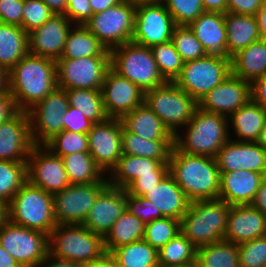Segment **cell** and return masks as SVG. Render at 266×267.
I'll list each match as a JSON object with an SVG mask.
<instances>
[{
  "mask_svg": "<svg viewBox=\"0 0 266 267\" xmlns=\"http://www.w3.org/2000/svg\"><path fill=\"white\" fill-rule=\"evenodd\" d=\"M125 209V189L108 185L96 198L82 225L105 237Z\"/></svg>",
  "mask_w": 266,
  "mask_h": 267,
  "instance_id": "cell-23",
  "label": "cell"
},
{
  "mask_svg": "<svg viewBox=\"0 0 266 267\" xmlns=\"http://www.w3.org/2000/svg\"><path fill=\"white\" fill-rule=\"evenodd\" d=\"M169 172H153L139 175L126 188V193L132 196H144L154 185L159 183Z\"/></svg>",
  "mask_w": 266,
  "mask_h": 267,
  "instance_id": "cell-51",
  "label": "cell"
},
{
  "mask_svg": "<svg viewBox=\"0 0 266 267\" xmlns=\"http://www.w3.org/2000/svg\"><path fill=\"white\" fill-rule=\"evenodd\" d=\"M144 230L145 223L125 209L104 237L105 251L111 253L115 248L142 240Z\"/></svg>",
  "mask_w": 266,
  "mask_h": 267,
  "instance_id": "cell-36",
  "label": "cell"
},
{
  "mask_svg": "<svg viewBox=\"0 0 266 267\" xmlns=\"http://www.w3.org/2000/svg\"><path fill=\"white\" fill-rule=\"evenodd\" d=\"M110 55L111 68L144 93L167 82L158 70L150 47L128 42L112 49Z\"/></svg>",
  "mask_w": 266,
  "mask_h": 267,
  "instance_id": "cell-7",
  "label": "cell"
},
{
  "mask_svg": "<svg viewBox=\"0 0 266 267\" xmlns=\"http://www.w3.org/2000/svg\"><path fill=\"white\" fill-rule=\"evenodd\" d=\"M168 165L190 202L219 199L220 171L214 157L186 154L174 145Z\"/></svg>",
  "mask_w": 266,
  "mask_h": 267,
  "instance_id": "cell-2",
  "label": "cell"
},
{
  "mask_svg": "<svg viewBox=\"0 0 266 267\" xmlns=\"http://www.w3.org/2000/svg\"><path fill=\"white\" fill-rule=\"evenodd\" d=\"M136 7L122 1L98 12L84 24L109 51L131 42L134 33Z\"/></svg>",
  "mask_w": 266,
  "mask_h": 267,
  "instance_id": "cell-11",
  "label": "cell"
},
{
  "mask_svg": "<svg viewBox=\"0 0 266 267\" xmlns=\"http://www.w3.org/2000/svg\"><path fill=\"white\" fill-rule=\"evenodd\" d=\"M215 159L220 172L250 170L266 176V150L256 142L229 139Z\"/></svg>",
  "mask_w": 266,
  "mask_h": 267,
  "instance_id": "cell-22",
  "label": "cell"
},
{
  "mask_svg": "<svg viewBox=\"0 0 266 267\" xmlns=\"http://www.w3.org/2000/svg\"><path fill=\"white\" fill-rule=\"evenodd\" d=\"M81 267H119L117 261L110 253H105L101 258L86 263Z\"/></svg>",
  "mask_w": 266,
  "mask_h": 267,
  "instance_id": "cell-59",
  "label": "cell"
},
{
  "mask_svg": "<svg viewBox=\"0 0 266 267\" xmlns=\"http://www.w3.org/2000/svg\"><path fill=\"white\" fill-rule=\"evenodd\" d=\"M44 146L60 157L76 152H89L88 135L67 130L55 135Z\"/></svg>",
  "mask_w": 266,
  "mask_h": 267,
  "instance_id": "cell-46",
  "label": "cell"
},
{
  "mask_svg": "<svg viewBox=\"0 0 266 267\" xmlns=\"http://www.w3.org/2000/svg\"><path fill=\"white\" fill-rule=\"evenodd\" d=\"M18 110L9 92L0 93V124L6 122Z\"/></svg>",
  "mask_w": 266,
  "mask_h": 267,
  "instance_id": "cell-57",
  "label": "cell"
},
{
  "mask_svg": "<svg viewBox=\"0 0 266 267\" xmlns=\"http://www.w3.org/2000/svg\"><path fill=\"white\" fill-rule=\"evenodd\" d=\"M171 41L184 62L196 60L207 55L202 44L188 25H176L173 29Z\"/></svg>",
  "mask_w": 266,
  "mask_h": 267,
  "instance_id": "cell-45",
  "label": "cell"
},
{
  "mask_svg": "<svg viewBox=\"0 0 266 267\" xmlns=\"http://www.w3.org/2000/svg\"><path fill=\"white\" fill-rule=\"evenodd\" d=\"M62 159L70 184H90L99 182L106 176L89 152H76Z\"/></svg>",
  "mask_w": 266,
  "mask_h": 267,
  "instance_id": "cell-37",
  "label": "cell"
},
{
  "mask_svg": "<svg viewBox=\"0 0 266 267\" xmlns=\"http://www.w3.org/2000/svg\"><path fill=\"white\" fill-rule=\"evenodd\" d=\"M232 74L252 83L266 74V40L260 39L231 57Z\"/></svg>",
  "mask_w": 266,
  "mask_h": 267,
  "instance_id": "cell-32",
  "label": "cell"
},
{
  "mask_svg": "<svg viewBox=\"0 0 266 267\" xmlns=\"http://www.w3.org/2000/svg\"><path fill=\"white\" fill-rule=\"evenodd\" d=\"M101 94L109 118L121 119L144 103V91L112 68L105 75Z\"/></svg>",
  "mask_w": 266,
  "mask_h": 267,
  "instance_id": "cell-18",
  "label": "cell"
},
{
  "mask_svg": "<svg viewBox=\"0 0 266 267\" xmlns=\"http://www.w3.org/2000/svg\"><path fill=\"white\" fill-rule=\"evenodd\" d=\"M231 74V58L206 55L185 62L180 74L173 82L199 102Z\"/></svg>",
  "mask_w": 266,
  "mask_h": 267,
  "instance_id": "cell-9",
  "label": "cell"
},
{
  "mask_svg": "<svg viewBox=\"0 0 266 267\" xmlns=\"http://www.w3.org/2000/svg\"><path fill=\"white\" fill-rule=\"evenodd\" d=\"M250 100L251 83L231 74L207 93L198 102V107L206 112L229 117Z\"/></svg>",
  "mask_w": 266,
  "mask_h": 267,
  "instance_id": "cell-19",
  "label": "cell"
},
{
  "mask_svg": "<svg viewBox=\"0 0 266 267\" xmlns=\"http://www.w3.org/2000/svg\"><path fill=\"white\" fill-rule=\"evenodd\" d=\"M263 0H227V12L243 15H256Z\"/></svg>",
  "mask_w": 266,
  "mask_h": 267,
  "instance_id": "cell-55",
  "label": "cell"
},
{
  "mask_svg": "<svg viewBox=\"0 0 266 267\" xmlns=\"http://www.w3.org/2000/svg\"><path fill=\"white\" fill-rule=\"evenodd\" d=\"M175 26L173 17L162 3L136 7L131 42L150 48L169 42Z\"/></svg>",
  "mask_w": 266,
  "mask_h": 267,
  "instance_id": "cell-16",
  "label": "cell"
},
{
  "mask_svg": "<svg viewBox=\"0 0 266 267\" xmlns=\"http://www.w3.org/2000/svg\"><path fill=\"white\" fill-rule=\"evenodd\" d=\"M123 127L146 140H174L162 120L145 103L137 106L121 119Z\"/></svg>",
  "mask_w": 266,
  "mask_h": 267,
  "instance_id": "cell-30",
  "label": "cell"
},
{
  "mask_svg": "<svg viewBox=\"0 0 266 267\" xmlns=\"http://www.w3.org/2000/svg\"><path fill=\"white\" fill-rule=\"evenodd\" d=\"M266 236V216L251 204L233 205L229 210L224 240L234 244Z\"/></svg>",
  "mask_w": 266,
  "mask_h": 267,
  "instance_id": "cell-24",
  "label": "cell"
},
{
  "mask_svg": "<svg viewBox=\"0 0 266 267\" xmlns=\"http://www.w3.org/2000/svg\"><path fill=\"white\" fill-rule=\"evenodd\" d=\"M231 206L220 199L190 202L180 232L196 247L223 240Z\"/></svg>",
  "mask_w": 266,
  "mask_h": 267,
  "instance_id": "cell-4",
  "label": "cell"
},
{
  "mask_svg": "<svg viewBox=\"0 0 266 267\" xmlns=\"http://www.w3.org/2000/svg\"><path fill=\"white\" fill-rule=\"evenodd\" d=\"M121 143L122 154L151 158L160 162H169L174 147V140H146L124 127Z\"/></svg>",
  "mask_w": 266,
  "mask_h": 267,
  "instance_id": "cell-35",
  "label": "cell"
},
{
  "mask_svg": "<svg viewBox=\"0 0 266 267\" xmlns=\"http://www.w3.org/2000/svg\"><path fill=\"white\" fill-rule=\"evenodd\" d=\"M9 92L8 71L0 65V93Z\"/></svg>",
  "mask_w": 266,
  "mask_h": 267,
  "instance_id": "cell-66",
  "label": "cell"
},
{
  "mask_svg": "<svg viewBox=\"0 0 266 267\" xmlns=\"http://www.w3.org/2000/svg\"><path fill=\"white\" fill-rule=\"evenodd\" d=\"M227 52L230 57L261 39L254 15L224 13Z\"/></svg>",
  "mask_w": 266,
  "mask_h": 267,
  "instance_id": "cell-31",
  "label": "cell"
},
{
  "mask_svg": "<svg viewBox=\"0 0 266 267\" xmlns=\"http://www.w3.org/2000/svg\"><path fill=\"white\" fill-rule=\"evenodd\" d=\"M7 219L49 235L56 227L53 195L27 181L7 205Z\"/></svg>",
  "mask_w": 266,
  "mask_h": 267,
  "instance_id": "cell-5",
  "label": "cell"
},
{
  "mask_svg": "<svg viewBox=\"0 0 266 267\" xmlns=\"http://www.w3.org/2000/svg\"><path fill=\"white\" fill-rule=\"evenodd\" d=\"M0 245L21 267H39L49 254V235L7 219L0 227Z\"/></svg>",
  "mask_w": 266,
  "mask_h": 267,
  "instance_id": "cell-10",
  "label": "cell"
},
{
  "mask_svg": "<svg viewBox=\"0 0 266 267\" xmlns=\"http://www.w3.org/2000/svg\"><path fill=\"white\" fill-rule=\"evenodd\" d=\"M256 143L263 148L264 150H266V121L264 123V126L262 128V130L260 131V135L258 140L256 141Z\"/></svg>",
  "mask_w": 266,
  "mask_h": 267,
  "instance_id": "cell-68",
  "label": "cell"
},
{
  "mask_svg": "<svg viewBox=\"0 0 266 267\" xmlns=\"http://www.w3.org/2000/svg\"><path fill=\"white\" fill-rule=\"evenodd\" d=\"M207 55L231 58L227 52L224 13L204 12L189 25Z\"/></svg>",
  "mask_w": 266,
  "mask_h": 267,
  "instance_id": "cell-26",
  "label": "cell"
},
{
  "mask_svg": "<svg viewBox=\"0 0 266 267\" xmlns=\"http://www.w3.org/2000/svg\"><path fill=\"white\" fill-rule=\"evenodd\" d=\"M0 267H21L17 261L0 245Z\"/></svg>",
  "mask_w": 266,
  "mask_h": 267,
  "instance_id": "cell-65",
  "label": "cell"
},
{
  "mask_svg": "<svg viewBox=\"0 0 266 267\" xmlns=\"http://www.w3.org/2000/svg\"><path fill=\"white\" fill-rule=\"evenodd\" d=\"M53 14L42 0H24L21 28L29 34L42 26Z\"/></svg>",
  "mask_w": 266,
  "mask_h": 267,
  "instance_id": "cell-48",
  "label": "cell"
},
{
  "mask_svg": "<svg viewBox=\"0 0 266 267\" xmlns=\"http://www.w3.org/2000/svg\"><path fill=\"white\" fill-rule=\"evenodd\" d=\"M197 248L180 232L158 250V264L174 266L196 259Z\"/></svg>",
  "mask_w": 266,
  "mask_h": 267,
  "instance_id": "cell-42",
  "label": "cell"
},
{
  "mask_svg": "<svg viewBox=\"0 0 266 267\" xmlns=\"http://www.w3.org/2000/svg\"><path fill=\"white\" fill-rule=\"evenodd\" d=\"M110 254L119 267H159L158 251L144 239L115 248Z\"/></svg>",
  "mask_w": 266,
  "mask_h": 267,
  "instance_id": "cell-38",
  "label": "cell"
},
{
  "mask_svg": "<svg viewBox=\"0 0 266 267\" xmlns=\"http://www.w3.org/2000/svg\"><path fill=\"white\" fill-rule=\"evenodd\" d=\"M205 12H227V0H201Z\"/></svg>",
  "mask_w": 266,
  "mask_h": 267,
  "instance_id": "cell-61",
  "label": "cell"
},
{
  "mask_svg": "<svg viewBox=\"0 0 266 267\" xmlns=\"http://www.w3.org/2000/svg\"><path fill=\"white\" fill-rule=\"evenodd\" d=\"M111 56H89L77 59L59 58L56 61L57 87L101 90Z\"/></svg>",
  "mask_w": 266,
  "mask_h": 267,
  "instance_id": "cell-12",
  "label": "cell"
},
{
  "mask_svg": "<svg viewBox=\"0 0 266 267\" xmlns=\"http://www.w3.org/2000/svg\"><path fill=\"white\" fill-rule=\"evenodd\" d=\"M108 185L106 175L99 182L70 184L53 194L56 225L83 224L96 198Z\"/></svg>",
  "mask_w": 266,
  "mask_h": 267,
  "instance_id": "cell-13",
  "label": "cell"
},
{
  "mask_svg": "<svg viewBox=\"0 0 266 267\" xmlns=\"http://www.w3.org/2000/svg\"><path fill=\"white\" fill-rule=\"evenodd\" d=\"M240 267H263L266 265V236L238 245Z\"/></svg>",
  "mask_w": 266,
  "mask_h": 267,
  "instance_id": "cell-49",
  "label": "cell"
},
{
  "mask_svg": "<svg viewBox=\"0 0 266 267\" xmlns=\"http://www.w3.org/2000/svg\"><path fill=\"white\" fill-rule=\"evenodd\" d=\"M175 25H189L205 12L201 0H163Z\"/></svg>",
  "mask_w": 266,
  "mask_h": 267,
  "instance_id": "cell-47",
  "label": "cell"
},
{
  "mask_svg": "<svg viewBox=\"0 0 266 267\" xmlns=\"http://www.w3.org/2000/svg\"><path fill=\"white\" fill-rule=\"evenodd\" d=\"M89 56L111 55L85 25H73L68 32L61 58L77 59Z\"/></svg>",
  "mask_w": 266,
  "mask_h": 267,
  "instance_id": "cell-33",
  "label": "cell"
},
{
  "mask_svg": "<svg viewBox=\"0 0 266 267\" xmlns=\"http://www.w3.org/2000/svg\"><path fill=\"white\" fill-rule=\"evenodd\" d=\"M28 181L50 194L70 185L62 157L54 155L44 145H34L27 160Z\"/></svg>",
  "mask_w": 266,
  "mask_h": 267,
  "instance_id": "cell-15",
  "label": "cell"
},
{
  "mask_svg": "<svg viewBox=\"0 0 266 267\" xmlns=\"http://www.w3.org/2000/svg\"><path fill=\"white\" fill-rule=\"evenodd\" d=\"M158 70L168 82H173L180 74L184 61L172 41L151 47Z\"/></svg>",
  "mask_w": 266,
  "mask_h": 267,
  "instance_id": "cell-43",
  "label": "cell"
},
{
  "mask_svg": "<svg viewBox=\"0 0 266 267\" xmlns=\"http://www.w3.org/2000/svg\"><path fill=\"white\" fill-rule=\"evenodd\" d=\"M123 0H90L93 14L105 11L109 7L121 3Z\"/></svg>",
  "mask_w": 266,
  "mask_h": 267,
  "instance_id": "cell-63",
  "label": "cell"
},
{
  "mask_svg": "<svg viewBox=\"0 0 266 267\" xmlns=\"http://www.w3.org/2000/svg\"><path fill=\"white\" fill-rule=\"evenodd\" d=\"M104 237L82 224L56 225L49 234V254L63 260L86 263L104 254Z\"/></svg>",
  "mask_w": 266,
  "mask_h": 267,
  "instance_id": "cell-6",
  "label": "cell"
},
{
  "mask_svg": "<svg viewBox=\"0 0 266 267\" xmlns=\"http://www.w3.org/2000/svg\"><path fill=\"white\" fill-rule=\"evenodd\" d=\"M28 181L27 162L0 160V201L8 205L16 192Z\"/></svg>",
  "mask_w": 266,
  "mask_h": 267,
  "instance_id": "cell-41",
  "label": "cell"
},
{
  "mask_svg": "<svg viewBox=\"0 0 266 267\" xmlns=\"http://www.w3.org/2000/svg\"><path fill=\"white\" fill-rule=\"evenodd\" d=\"M144 103L175 136L192 119L198 102L174 82H166L144 93Z\"/></svg>",
  "mask_w": 266,
  "mask_h": 267,
  "instance_id": "cell-8",
  "label": "cell"
},
{
  "mask_svg": "<svg viewBox=\"0 0 266 267\" xmlns=\"http://www.w3.org/2000/svg\"><path fill=\"white\" fill-rule=\"evenodd\" d=\"M39 267H81V264L69 260L58 259L48 254Z\"/></svg>",
  "mask_w": 266,
  "mask_h": 267,
  "instance_id": "cell-60",
  "label": "cell"
},
{
  "mask_svg": "<svg viewBox=\"0 0 266 267\" xmlns=\"http://www.w3.org/2000/svg\"><path fill=\"white\" fill-rule=\"evenodd\" d=\"M251 100L266 109V74L251 83Z\"/></svg>",
  "mask_w": 266,
  "mask_h": 267,
  "instance_id": "cell-56",
  "label": "cell"
},
{
  "mask_svg": "<svg viewBox=\"0 0 266 267\" xmlns=\"http://www.w3.org/2000/svg\"><path fill=\"white\" fill-rule=\"evenodd\" d=\"M28 53V34L19 26L0 22V65L9 71Z\"/></svg>",
  "mask_w": 266,
  "mask_h": 267,
  "instance_id": "cell-34",
  "label": "cell"
},
{
  "mask_svg": "<svg viewBox=\"0 0 266 267\" xmlns=\"http://www.w3.org/2000/svg\"><path fill=\"white\" fill-rule=\"evenodd\" d=\"M122 131L120 119L108 118L104 122L93 124L87 133L89 153L105 175L110 173L122 156Z\"/></svg>",
  "mask_w": 266,
  "mask_h": 267,
  "instance_id": "cell-17",
  "label": "cell"
},
{
  "mask_svg": "<svg viewBox=\"0 0 266 267\" xmlns=\"http://www.w3.org/2000/svg\"><path fill=\"white\" fill-rule=\"evenodd\" d=\"M264 178L250 170L220 172L219 199L230 206L251 204Z\"/></svg>",
  "mask_w": 266,
  "mask_h": 267,
  "instance_id": "cell-25",
  "label": "cell"
},
{
  "mask_svg": "<svg viewBox=\"0 0 266 267\" xmlns=\"http://www.w3.org/2000/svg\"><path fill=\"white\" fill-rule=\"evenodd\" d=\"M54 14H65L68 0H42Z\"/></svg>",
  "mask_w": 266,
  "mask_h": 267,
  "instance_id": "cell-64",
  "label": "cell"
},
{
  "mask_svg": "<svg viewBox=\"0 0 266 267\" xmlns=\"http://www.w3.org/2000/svg\"><path fill=\"white\" fill-rule=\"evenodd\" d=\"M69 105L78 109L91 122L101 123L109 117L106 114L101 90L68 89Z\"/></svg>",
  "mask_w": 266,
  "mask_h": 267,
  "instance_id": "cell-40",
  "label": "cell"
},
{
  "mask_svg": "<svg viewBox=\"0 0 266 267\" xmlns=\"http://www.w3.org/2000/svg\"><path fill=\"white\" fill-rule=\"evenodd\" d=\"M66 90L56 88L45 99L27 111L30 135L34 145H45L63 131V115L69 108Z\"/></svg>",
  "mask_w": 266,
  "mask_h": 267,
  "instance_id": "cell-14",
  "label": "cell"
},
{
  "mask_svg": "<svg viewBox=\"0 0 266 267\" xmlns=\"http://www.w3.org/2000/svg\"><path fill=\"white\" fill-rule=\"evenodd\" d=\"M251 205L266 216V176L262 180Z\"/></svg>",
  "mask_w": 266,
  "mask_h": 267,
  "instance_id": "cell-58",
  "label": "cell"
},
{
  "mask_svg": "<svg viewBox=\"0 0 266 267\" xmlns=\"http://www.w3.org/2000/svg\"><path fill=\"white\" fill-rule=\"evenodd\" d=\"M33 146L30 120L26 111L18 110L0 124V160L27 162Z\"/></svg>",
  "mask_w": 266,
  "mask_h": 267,
  "instance_id": "cell-20",
  "label": "cell"
},
{
  "mask_svg": "<svg viewBox=\"0 0 266 267\" xmlns=\"http://www.w3.org/2000/svg\"><path fill=\"white\" fill-rule=\"evenodd\" d=\"M24 0H0V22L21 27Z\"/></svg>",
  "mask_w": 266,
  "mask_h": 267,
  "instance_id": "cell-52",
  "label": "cell"
},
{
  "mask_svg": "<svg viewBox=\"0 0 266 267\" xmlns=\"http://www.w3.org/2000/svg\"><path fill=\"white\" fill-rule=\"evenodd\" d=\"M134 7L163 3V0H123Z\"/></svg>",
  "mask_w": 266,
  "mask_h": 267,
  "instance_id": "cell-67",
  "label": "cell"
},
{
  "mask_svg": "<svg viewBox=\"0 0 266 267\" xmlns=\"http://www.w3.org/2000/svg\"><path fill=\"white\" fill-rule=\"evenodd\" d=\"M64 15L74 25H84L93 15L90 0H68Z\"/></svg>",
  "mask_w": 266,
  "mask_h": 267,
  "instance_id": "cell-53",
  "label": "cell"
},
{
  "mask_svg": "<svg viewBox=\"0 0 266 267\" xmlns=\"http://www.w3.org/2000/svg\"><path fill=\"white\" fill-rule=\"evenodd\" d=\"M126 209L145 224L163 218L159 208L144 196H132L126 193Z\"/></svg>",
  "mask_w": 266,
  "mask_h": 267,
  "instance_id": "cell-50",
  "label": "cell"
},
{
  "mask_svg": "<svg viewBox=\"0 0 266 267\" xmlns=\"http://www.w3.org/2000/svg\"><path fill=\"white\" fill-rule=\"evenodd\" d=\"M265 121L266 109L250 100L228 117L230 139L233 137L234 141L256 142Z\"/></svg>",
  "mask_w": 266,
  "mask_h": 267,
  "instance_id": "cell-29",
  "label": "cell"
},
{
  "mask_svg": "<svg viewBox=\"0 0 266 267\" xmlns=\"http://www.w3.org/2000/svg\"><path fill=\"white\" fill-rule=\"evenodd\" d=\"M63 130L74 133L87 134L93 126V122L88 120L78 109L69 106L67 112L63 115Z\"/></svg>",
  "mask_w": 266,
  "mask_h": 267,
  "instance_id": "cell-54",
  "label": "cell"
},
{
  "mask_svg": "<svg viewBox=\"0 0 266 267\" xmlns=\"http://www.w3.org/2000/svg\"><path fill=\"white\" fill-rule=\"evenodd\" d=\"M255 17L258 23L260 37L262 40H266V0H263V4Z\"/></svg>",
  "mask_w": 266,
  "mask_h": 267,
  "instance_id": "cell-62",
  "label": "cell"
},
{
  "mask_svg": "<svg viewBox=\"0 0 266 267\" xmlns=\"http://www.w3.org/2000/svg\"><path fill=\"white\" fill-rule=\"evenodd\" d=\"M73 25L64 14H53L42 26L28 34L29 53L57 61L62 56Z\"/></svg>",
  "mask_w": 266,
  "mask_h": 267,
  "instance_id": "cell-21",
  "label": "cell"
},
{
  "mask_svg": "<svg viewBox=\"0 0 266 267\" xmlns=\"http://www.w3.org/2000/svg\"><path fill=\"white\" fill-rule=\"evenodd\" d=\"M182 129V132L174 136V145L181 152L190 155L215 158L230 139L228 117L203 111L199 107Z\"/></svg>",
  "mask_w": 266,
  "mask_h": 267,
  "instance_id": "cell-3",
  "label": "cell"
},
{
  "mask_svg": "<svg viewBox=\"0 0 266 267\" xmlns=\"http://www.w3.org/2000/svg\"><path fill=\"white\" fill-rule=\"evenodd\" d=\"M196 259L200 267H240L238 245L224 239L198 247Z\"/></svg>",
  "mask_w": 266,
  "mask_h": 267,
  "instance_id": "cell-39",
  "label": "cell"
},
{
  "mask_svg": "<svg viewBox=\"0 0 266 267\" xmlns=\"http://www.w3.org/2000/svg\"><path fill=\"white\" fill-rule=\"evenodd\" d=\"M144 197L159 208L163 217L181 220L187 212L190 201L173 177L168 173L154 185Z\"/></svg>",
  "mask_w": 266,
  "mask_h": 267,
  "instance_id": "cell-27",
  "label": "cell"
},
{
  "mask_svg": "<svg viewBox=\"0 0 266 267\" xmlns=\"http://www.w3.org/2000/svg\"><path fill=\"white\" fill-rule=\"evenodd\" d=\"M159 267H200L197 259L191 261V262H188V263H184V264H180V265H174V266H162V265H159Z\"/></svg>",
  "mask_w": 266,
  "mask_h": 267,
  "instance_id": "cell-70",
  "label": "cell"
},
{
  "mask_svg": "<svg viewBox=\"0 0 266 267\" xmlns=\"http://www.w3.org/2000/svg\"><path fill=\"white\" fill-rule=\"evenodd\" d=\"M15 107L28 111L57 88L56 61L28 53L8 71Z\"/></svg>",
  "mask_w": 266,
  "mask_h": 267,
  "instance_id": "cell-1",
  "label": "cell"
},
{
  "mask_svg": "<svg viewBox=\"0 0 266 267\" xmlns=\"http://www.w3.org/2000/svg\"><path fill=\"white\" fill-rule=\"evenodd\" d=\"M7 220V205L0 201V227Z\"/></svg>",
  "mask_w": 266,
  "mask_h": 267,
  "instance_id": "cell-69",
  "label": "cell"
},
{
  "mask_svg": "<svg viewBox=\"0 0 266 267\" xmlns=\"http://www.w3.org/2000/svg\"><path fill=\"white\" fill-rule=\"evenodd\" d=\"M153 172H169L168 162L122 154L107 179L110 186L125 189L139 175Z\"/></svg>",
  "mask_w": 266,
  "mask_h": 267,
  "instance_id": "cell-28",
  "label": "cell"
},
{
  "mask_svg": "<svg viewBox=\"0 0 266 267\" xmlns=\"http://www.w3.org/2000/svg\"><path fill=\"white\" fill-rule=\"evenodd\" d=\"M180 233V220L163 217L145 224L144 240L157 251Z\"/></svg>",
  "mask_w": 266,
  "mask_h": 267,
  "instance_id": "cell-44",
  "label": "cell"
}]
</instances>
